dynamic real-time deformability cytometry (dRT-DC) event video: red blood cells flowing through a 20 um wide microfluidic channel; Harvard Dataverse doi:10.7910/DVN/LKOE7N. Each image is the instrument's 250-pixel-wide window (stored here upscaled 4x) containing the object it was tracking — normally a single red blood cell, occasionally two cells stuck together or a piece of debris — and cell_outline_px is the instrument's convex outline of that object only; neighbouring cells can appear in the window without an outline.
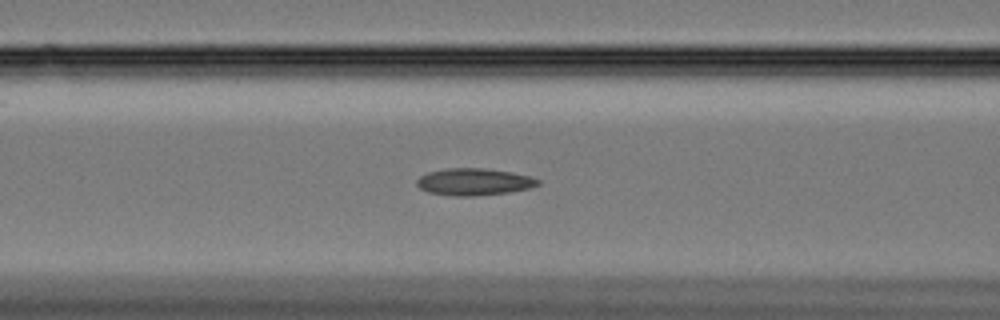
{"species": "Egyptian fruit bat (a non-hibernating species)", "species_latin": "Rousettus aegyptiacus", "temperature_condition": "cold", "stored_images_in_passage": 44, "camera_frame_rate_fps": 3000, "um_per_image_px": 0.085, "animal": {"sex": "female"}, "frame": {"image": 1, "passage_image": 8, "time_ms": 2.333, "image_size_px": [1000, 320], "cell_outline_px": [[540, 184], [528, 188], [508, 192], [476, 196], [456, 196], [428, 192], [420, 188], [416, 184], [416, 180], [420, 176], [428, 172], [448, 168], [480, 168], [508, 172], [528, 176], [540, 180]], "centroid_in_image_um": [40.25, 15.46], "position_along_channel_um": 126.4, "area_um2": 18.79}}
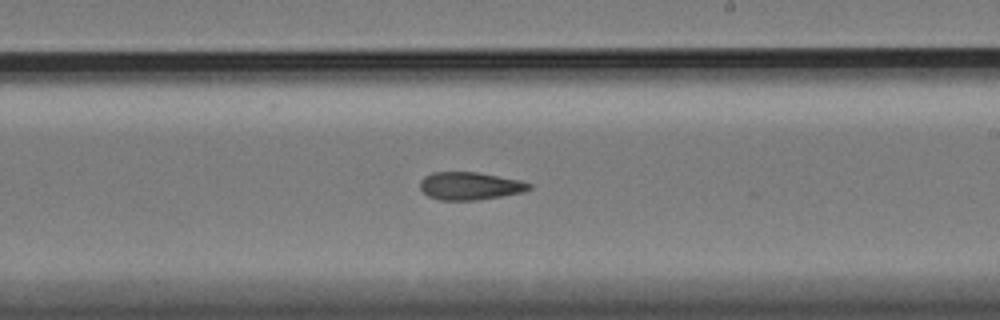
{"frame": {"image": 2, "passage_image": 19, "time_ms": 6.0, "image_size_px": [1000, 320], "cell_outline_px": [[532, 188], [524, 192], [476, 200], [440, 200], [428, 196], [420, 188], [420, 180], [424, 176], [432, 172], [476, 172], [520, 180], [532, 184]], "centroid_in_image_um": [39.94, 15.8], "position_along_channel_um": 249.1, "area_um2": 17.63}}
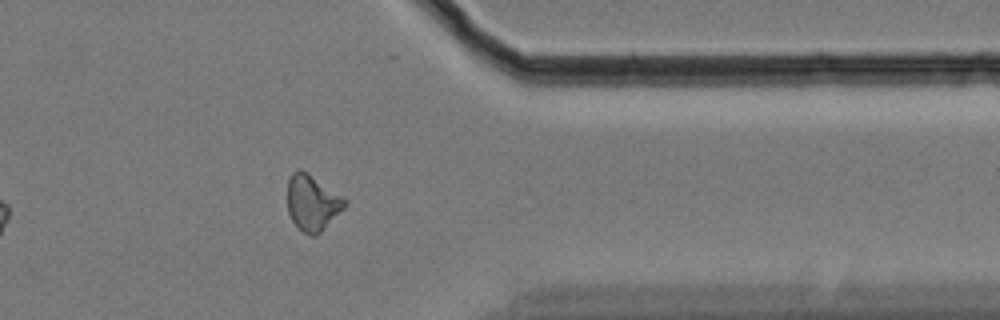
{"frame": {"image": 3, "passage_image": 32, "time_ms": 10.333, "image_size_px": [1000, 320], "cell_outline_px": [[348, 204], [316, 236], [312, 236], [304, 232], [292, 220], [288, 212], [288, 180], [292, 172], [300, 168], [308, 172], [348, 200]], "centroid_in_image_um": [26.55, 17.2], "position_along_channel_um": 384.8, "area_um2": 18.55}, "authors_computed_cell_mechanics": {"area_um2": 18.2359, "velocity_mm_per_s": 3.3503, "shape_relaxation_time_tau1_ms": null, "shape_relaxation_time_tau2_ms": 5.7491, "deformation_change_tau1": null, "deformation_change_tau2": 0.12}}